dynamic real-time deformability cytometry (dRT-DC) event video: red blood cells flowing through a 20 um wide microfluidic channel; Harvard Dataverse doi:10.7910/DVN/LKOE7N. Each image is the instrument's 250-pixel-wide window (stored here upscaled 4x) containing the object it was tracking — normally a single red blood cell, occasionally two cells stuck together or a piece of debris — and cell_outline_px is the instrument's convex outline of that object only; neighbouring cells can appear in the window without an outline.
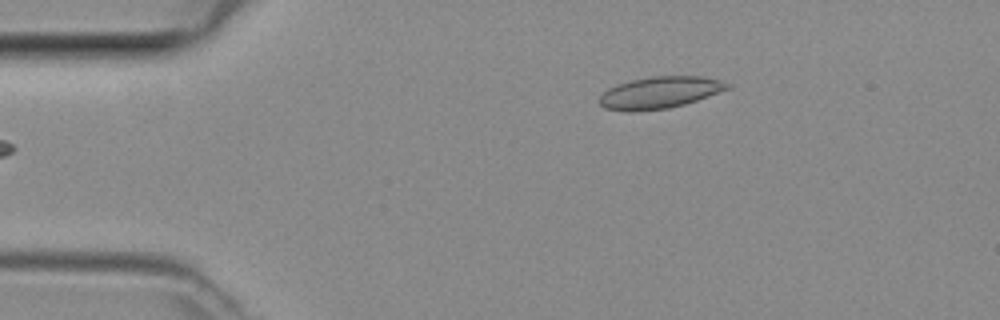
{"species": "common noctule bat (a hibernating species)", "species_latin": "Nyctalus noctula", "temperature_condition": "room temperature", "stored_images_in_passage": 5, "camera_frame_rate_fps": 3000, "um_per_image_px": 0.085, "animal": {"sex": "female", "body_mass_g": 29.2, "forearm_length_mm": 56.3}, "frame": {"image": 1, "passage_image": 5, "time_ms": 1.333, "image_size_px": [1000, 320], "cell_outline_px": [[732, 88], [684, 104], [668, 108], [604, 108], [600, 104], [600, 96], [608, 88], [616, 84], [632, 80], [652, 76], [704, 76], [720, 80], [732, 84]], "centroid_in_image_um": [56.19, 7.8], "position_along_channel_um": 28.8, "area_um2": 22.83}}